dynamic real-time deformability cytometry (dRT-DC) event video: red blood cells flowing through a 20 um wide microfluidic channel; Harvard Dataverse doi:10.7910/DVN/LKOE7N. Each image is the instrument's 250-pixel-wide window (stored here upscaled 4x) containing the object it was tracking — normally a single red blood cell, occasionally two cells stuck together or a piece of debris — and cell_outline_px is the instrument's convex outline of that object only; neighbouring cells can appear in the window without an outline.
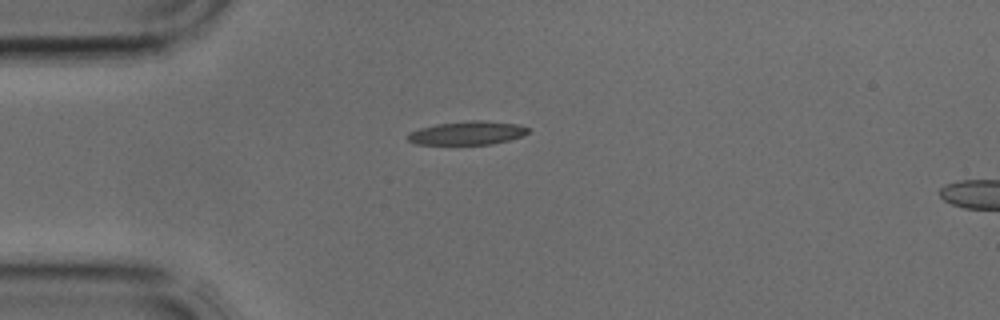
{"species": "common noctule bat (a hibernating species)", "species_latin": "Nyctalus noctula", "temperature_condition": "cold", "stored_images_in_passage": 2, "segment_of_instrument_passage": [1, 2], "camera_frame_rate_fps": 3000, "um_per_image_px": 0.085, "animal": {"sex": "male", "body_mass_g": 17.9, "forearm_length_mm": 54.2}, "frame": {"image": 1, "passage_image": 1, "time_ms": 0.0, "image_size_px": [1000, 320], "cell_outline_px": [[528, 132], [524, 136], [492, 144], [416, 144], [408, 140], [408, 132], [420, 128], [436, 124], [468, 120], [484, 120], [520, 124], [528, 128]], "centroid_in_image_um": [39.74, 11.29], "position_along_channel_um": 45.3, "area_um2": 16.59}}